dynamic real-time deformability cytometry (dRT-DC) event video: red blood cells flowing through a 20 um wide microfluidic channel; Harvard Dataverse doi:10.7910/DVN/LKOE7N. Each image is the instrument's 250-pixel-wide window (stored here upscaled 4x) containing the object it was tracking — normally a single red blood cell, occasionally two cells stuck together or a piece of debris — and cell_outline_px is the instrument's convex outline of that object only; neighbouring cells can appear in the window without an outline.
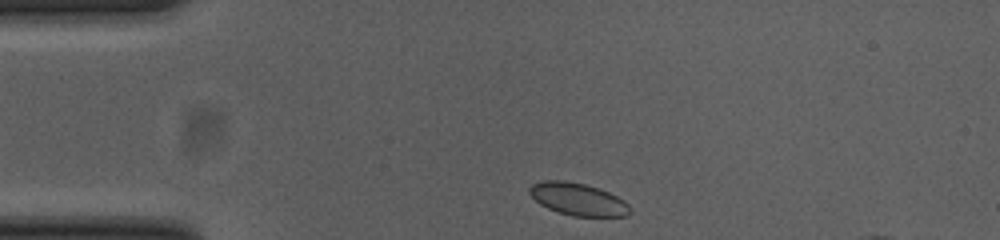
{"species": "common noctule bat (a hibernating species)", "species_latin": "Nyctalus noctula", "temperature_condition": "cold", "stored_images_in_passage": 37, "camera_frame_rate_fps": 3000, "um_per_image_px": 0.085, "animal": {"sex": "female", "body_mass_g": 23.0, "forearm_length_mm": 53.4}, "frame": {"image": 1, "passage_image": 1, "time_ms": 0.0, "image_size_px": [1000, 240], "cell_outline_px": [[632, 212], [628, 216], [572, 216], [548, 208], [540, 204], [528, 192], [528, 188], [532, 184], [544, 180], [564, 180], [584, 184], [608, 192], [624, 200], [628, 204]], "centroid_in_image_um": [49.13, 16.93], "position_along_channel_um": 35.9, "area_um2": 18.84}}
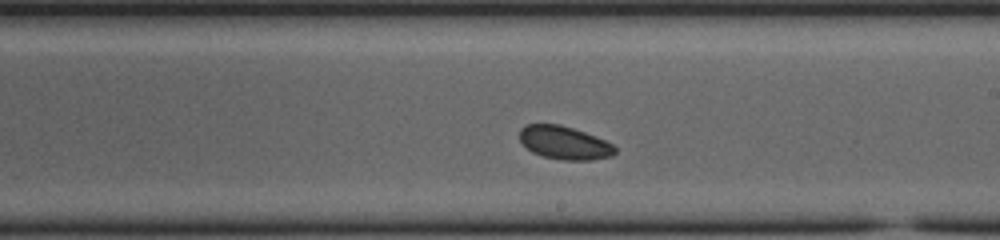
{"frame": {"image": 2, "passage_image": 21, "time_ms": 6.667, "image_size_px": [1000, 240], "cell_outline_px": [[616, 152], [612, 156], [592, 160], [560, 160], [544, 156], [532, 152], [520, 140], [520, 128], [524, 124], [560, 124], [596, 136], [612, 144], [616, 148]], "centroid_in_image_um": [47.98, 12.13], "position_along_channel_um": 241.0, "area_um2": 18.44}}
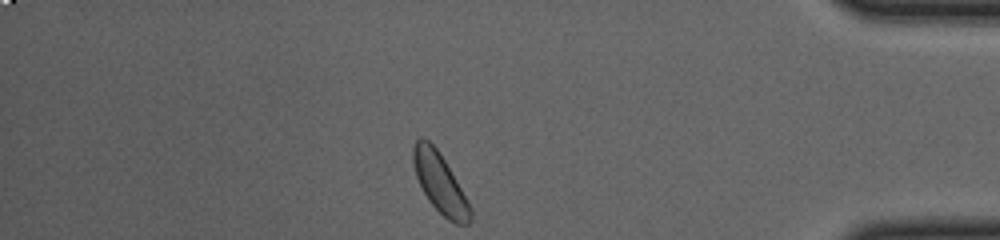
{"frame": {"image": 3, "passage_image": 37, "time_ms": 12.0, "image_size_px": [1000, 240], "cell_outline_px": [[472, 220], [468, 224], [456, 224], [448, 220], [428, 200], [416, 176], [412, 164], [412, 148], [416, 140], [420, 136], [424, 136], [436, 148], [444, 160], [472, 208]], "centroid_in_image_um": [37.38, 15.55], "position_along_channel_um": 397.8, "area_um2": 19.71}, "authors_computed_cell_mechanics": {"area_um2": 18.9006, "velocity_mm_per_s": 3.633, "shape_relaxation_time_tau1_ms": 1.2542, "shape_relaxation_time_tau2_ms": null, "deformation_change_tau1": 0.0561, "deformation_change_tau2": null}}